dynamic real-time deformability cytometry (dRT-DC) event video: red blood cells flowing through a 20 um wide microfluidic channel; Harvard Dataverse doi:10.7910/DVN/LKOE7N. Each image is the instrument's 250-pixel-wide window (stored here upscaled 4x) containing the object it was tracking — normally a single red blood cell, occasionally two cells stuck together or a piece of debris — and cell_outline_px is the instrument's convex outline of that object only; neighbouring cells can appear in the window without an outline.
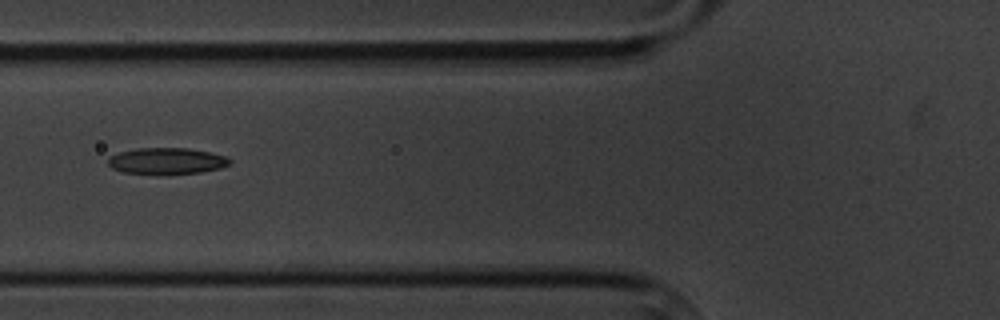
{"species": "common noctule bat (a hibernating species)", "species_latin": "Nyctalus noctula", "temperature_condition": "cold", "stored_images_in_passage": 11, "camera_frame_rate_fps": 3000, "um_per_image_px": 0.085, "animal": {"sex": "male", "body_mass_g": 20.1, "forearm_length_mm": 53.5}, "frame": {"image": 1, "passage_image": 2, "time_ms": 1.333, "image_size_px": [1000, 320], "cell_outline_px": [[232, 164], [220, 168], [200, 172], [124, 172], [112, 168], [108, 164], [108, 160], [112, 156], [120, 152], [136, 148], [188, 148], [228, 156], [232, 160]], "centroid_in_image_um": [14.24, 13.64], "position_along_channel_um": 111.6, "area_um2": 18.03}}
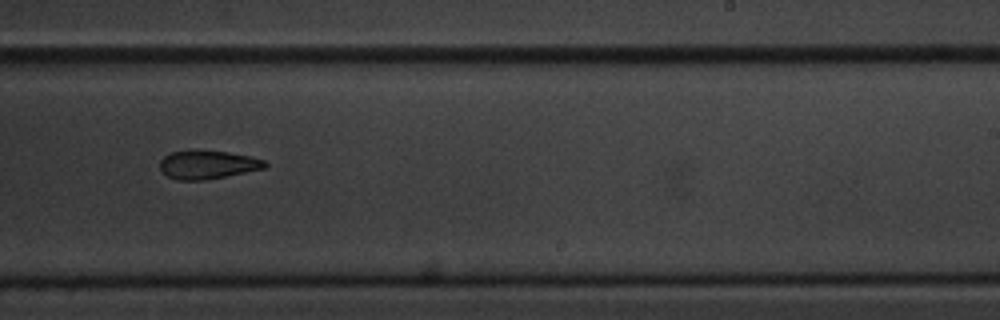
{"frame": {"image": 2, "passage_image": 6, "time_ms": 6.0, "image_size_px": [1000, 320], "cell_outline_px": [[268, 164], [264, 168], [204, 180], [176, 180], [168, 176], [160, 168], [160, 160], [164, 156], [172, 152], [192, 148], [196, 148], [228, 152], [252, 156], [264, 160]], "centroid_in_image_um": [17.62, 13.96], "position_along_channel_um": 271.4, "area_um2": 17.69}}
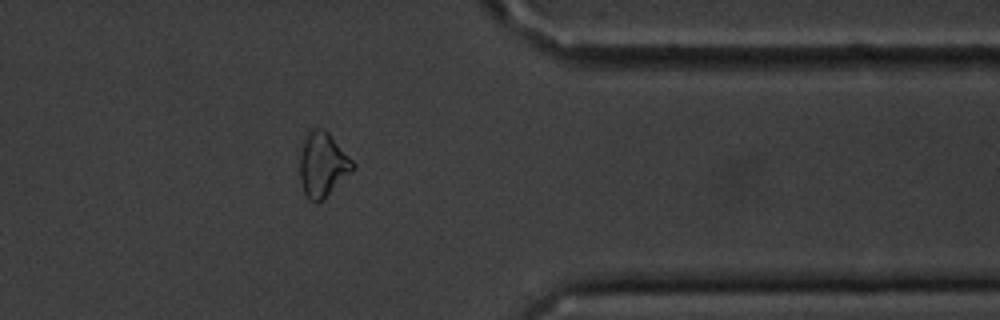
{"frame": {"image": 3, "passage_image": 9, "time_ms": 9.667, "image_size_px": [1000, 320], "cell_outline_px": [[356, 168], [316, 204], [308, 200], [304, 192], [300, 180], [300, 152], [304, 136], [308, 128], [324, 128], [328, 132], [356, 164]], "centroid_in_image_um": [27.4, 13.95], "position_along_channel_um": 384.0, "area_um2": 20.0}, "authors_computed_cell_mechanics": {"area_um2": 18.9584, "velocity_mm_per_s": 3.4147, "shape_relaxation_time_tau1_ms": 2.635, "shape_relaxation_time_tau2_ms": null, "deformation_change_tau1": 0.1069, "deformation_change_tau2": null}}